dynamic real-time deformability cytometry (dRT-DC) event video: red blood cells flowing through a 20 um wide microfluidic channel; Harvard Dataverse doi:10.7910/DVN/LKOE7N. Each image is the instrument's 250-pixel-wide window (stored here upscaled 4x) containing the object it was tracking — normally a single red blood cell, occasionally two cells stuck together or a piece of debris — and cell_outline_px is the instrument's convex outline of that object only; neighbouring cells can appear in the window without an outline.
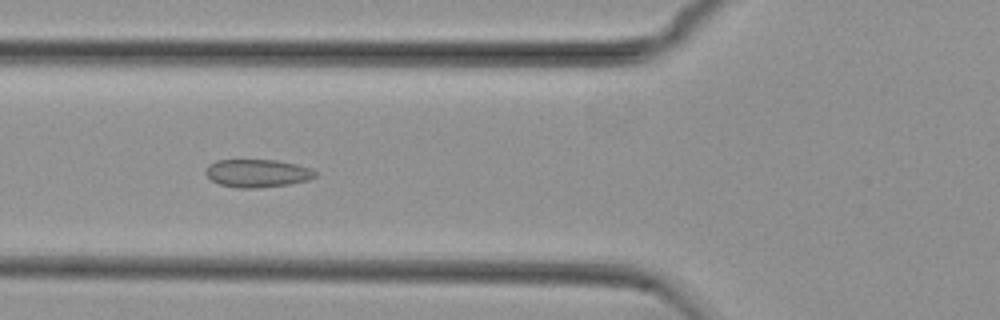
{"species": "common noctule bat (a hibernating species)", "species_latin": "Nyctalus noctula", "temperature_condition": "cold", "stored_images_in_passage": 54, "camera_frame_rate_fps": 3000, "um_per_image_px": 0.085, "animal": {"sex": "female", "body_mass_g": 29.2, "forearm_length_mm": 56.3}, "frame": {"image": 1, "passage_image": 20, "time_ms": 6.333, "image_size_px": [1000, 320], "cell_outline_px": [[316, 176], [308, 180], [288, 184], [260, 188], [236, 188], [220, 184], [212, 180], [204, 172], [208, 164], [216, 160], [276, 160], [296, 164], [312, 168], [316, 172]], "centroid_in_image_um": [21.87, 14.72], "position_along_channel_um": 103.9, "area_um2": 17.92}}
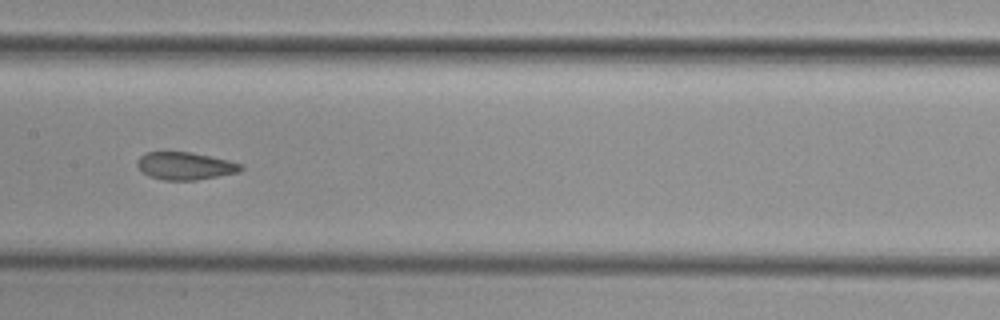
{"frame": {"image": 2, "passage_image": 27, "time_ms": 8.667, "image_size_px": [1000, 320], "cell_outline_px": [[244, 168], [240, 172], [196, 180], [164, 180], [148, 176], [136, 164], [136, 160], [140, 156], [148, 152], [192, 152], [228, 160], [244, 164]], "centroid_in_image_um": [15.77, 14.1], "position_along_channel_um": 191.6, "area_um2": 16.7}}
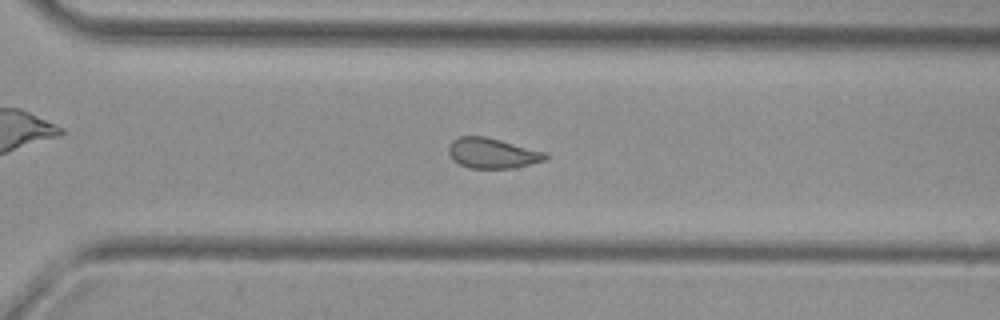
{"frame": {"image": 3, "passage_image": 38, "time_ms": 12.333, "image_size_px": [1000, 320], "cell_outline_px": [[548, 160], [512, 168], [468, 168], [452, 160], [448, 152], [448, 148], [452, 140], [460, 136], [484, 136], [548, 152]], "centroid_in_image_um": [41.87, 13.02], "position_along_channel_um": 328.7, "area_um2": 17.22}, "authors_computed_cell_mechanics": {"area_um2": 17.918, "velocity_mm_per_s": 3.7477, "shape_relaxation_time_tau1_ms": null, "shape_relaxation_time_tau2_ms": 2.0983, "deformation_change_tau1": null, "deformation_change_tau2": 0.0647}}